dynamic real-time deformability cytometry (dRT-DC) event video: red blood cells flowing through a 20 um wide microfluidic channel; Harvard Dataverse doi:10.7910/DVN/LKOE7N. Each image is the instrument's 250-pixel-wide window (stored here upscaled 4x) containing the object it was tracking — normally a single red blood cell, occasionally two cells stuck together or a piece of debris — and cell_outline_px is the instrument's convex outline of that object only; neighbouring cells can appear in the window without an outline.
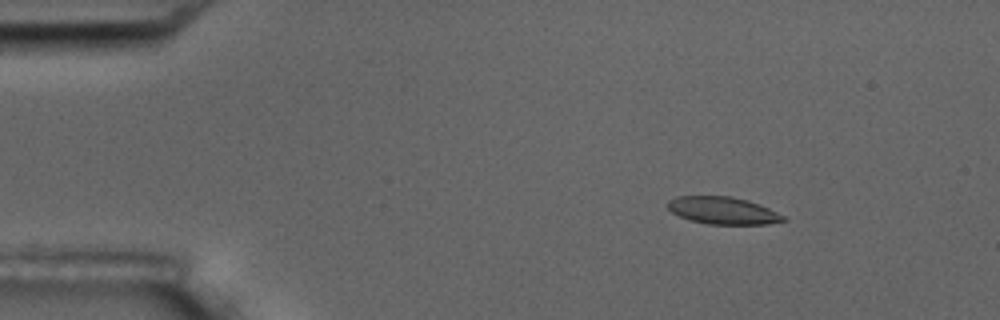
{"species": "common noctule bat (a hibernating species)", "species_latin": "Nyctalus noctula", "temperature_condition": "room temperature", "stored_images_in_passage": 17, "camera_frame_rate_fps": 3000, "um_per_image_px": 0.085, "animal": {"sex": "male", "body_mass_g": 17.5, "forearm_length_mm": 52.3}, "frame": {"image": 1, "passage_image": 3, "time_ms": 2.333, "image_size_px": [1000, 320], "cell_outline_px": [[788, 220], [768, 224], [708, 224], [692, 220], [680, 216], [672, 212], [668, 208], [668, 200], [676, 196], [732, 196], [748, 200], [760, 204], [784, 216]], "centroid_in_image_um": [61.46, 17.89], "position_along_channel_um": 23.5, "area_um2": 18.32}}
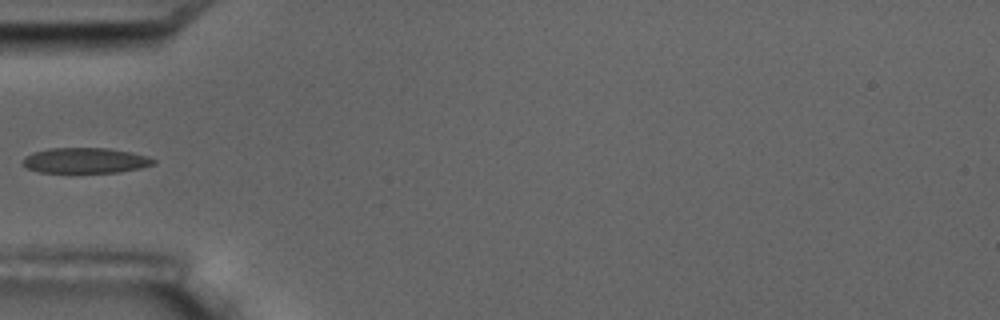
{"frame": {"image": 2, "passage_image": 6, "time_ms": 6.0, "image_size_px": [1000, 320], "cell_outline_px": [[156, 164], [140, 168], [120, 172], [40, 172], [28, 168], [20, 160], [24, 156], [32, 152], [48, 148], [108, 148], [132, 152], [148, 156], [156, 160]], "centroid_in_image_um": [7.26, 13.63], "position_along_channel_um": 77.7, "area_um2": 19.48}}
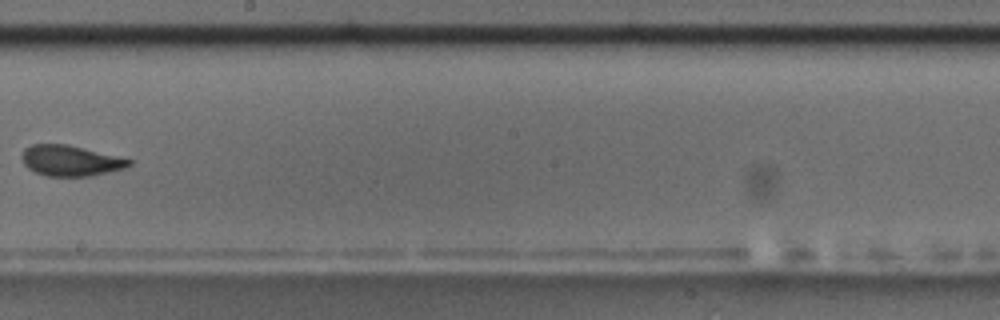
{"frame": {"image": 3, "passage_image": 10, "time_ms": 10.667, "image_size_px": [1000, 320], "cell_outline_px": [[132, 164], [128, 168], [92, 176], [48, 176], [36, 172], [28, 168], [24, 164], [20, 156], [24, 148], [32, 144], [68, 144], [132, 160]], "centroid_in_image_um": [5.99, 13.66], "position_along_channel_um": 242.2, "area_um2": 19.25}, "authors_computed_cell_mechanics": {"area_um2": 19.4786, "velocity_mm_per_s": 3.5336, "shape_relaxation_time_tau1_ms": 5.0663, "shape_relaxation_time_tau2_ms": 1.4947, "deformation_change_tau1": 0.177, "deformation_change_tau2": 0.0711}}